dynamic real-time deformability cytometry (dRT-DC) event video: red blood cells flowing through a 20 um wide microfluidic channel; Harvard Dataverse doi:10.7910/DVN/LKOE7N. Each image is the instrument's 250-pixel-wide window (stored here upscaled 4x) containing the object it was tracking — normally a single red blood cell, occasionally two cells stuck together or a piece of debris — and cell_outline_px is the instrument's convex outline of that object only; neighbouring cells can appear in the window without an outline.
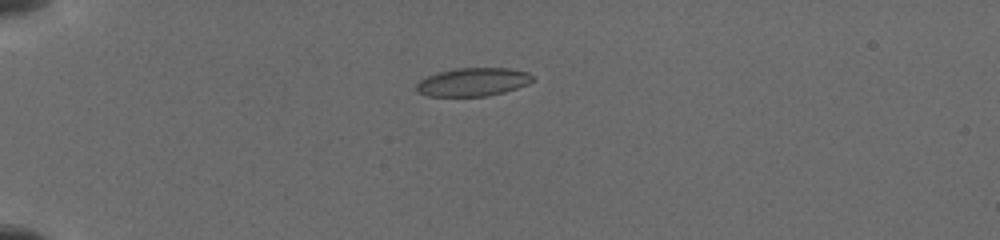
{"species": "common noctule bat (a hibernating species)", "species_latin": "Nyctalus noctula", "temperature_condition": "cold", "stored_images_in_passage": 15, "camera_frame_rate_fps": 3000, "um_per_image_px": 0.085, "animal": {"sex": "female", "body_mass_g": 19.5, "forearm_length_mm": 54.1}, "frame": {"image": 1, "passage_image": 11, "time_ms": 5.333, "image_size_px": [1000, 240], "cell_outline_px": [[536, 80], [528, 84], [504, 92], [488, 96], [428, 96], [420, 92], [416, 88], [416, 84], [420, 80], [436, 72], [456, 68], [508, 68], [528, 72], [536, 76]], "centroid_in_image_um": [40.25, 6.96], "position_along_channel_um": 44.7, "area_um2": 19.31}}
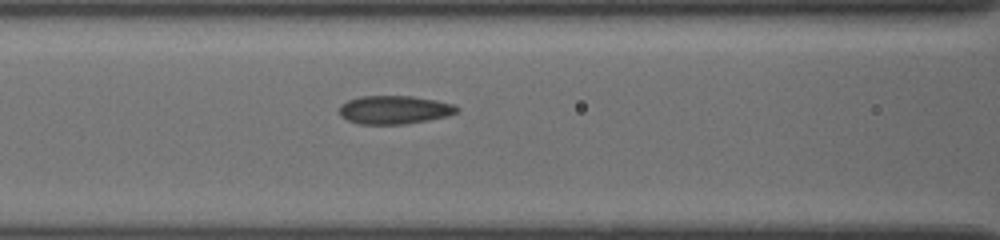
{"frame": {"image": 2, "passage_image": 15, "time_ms": 8.667, "image_size_px": [1000, 240], "cell_outline_px": [[460, 108], [456, 112], [444, 116], [428, 120], [404, 124], [360, 124], [348, 120], [340, 116], [340, 104], [348, 100], [360, 96], [412, 96], [436, 100], [452, 104]], "centroid_in_image_um": [33.48, 9.33], "position_along_channel_um": 133.1, "area_um2": 19.31}}